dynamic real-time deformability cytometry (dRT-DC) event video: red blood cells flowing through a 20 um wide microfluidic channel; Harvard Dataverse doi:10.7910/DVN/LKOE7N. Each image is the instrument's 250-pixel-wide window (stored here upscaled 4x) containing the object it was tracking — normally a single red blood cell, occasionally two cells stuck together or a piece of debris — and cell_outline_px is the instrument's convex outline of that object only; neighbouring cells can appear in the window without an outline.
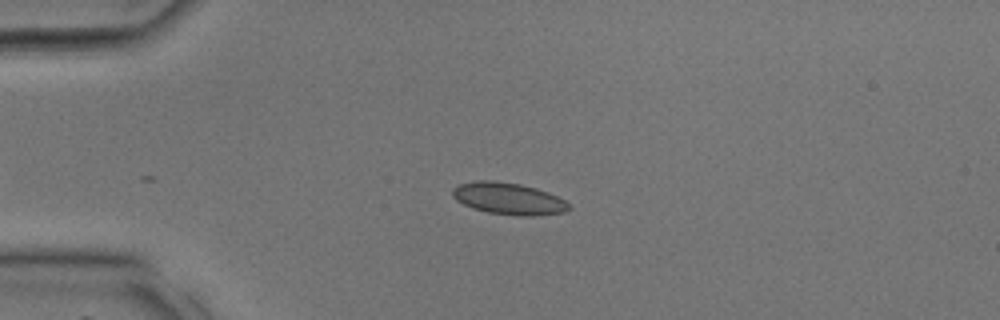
{"species": "common noctule bat (a hibernating species)", "species_latin": "Nyctalus noctula", "temperature_condition": "room temperature", "stored_images_in_passage": 30, "camera_frame_rate_fps": 3000, "um_per_image_px": 0.085, "animal": {"sex": "male", "body_mass_g": 17.9, "forearm_length_mm": 54.2}, "frame": {"image": 1, "passage_image": 5, "time_ms": 1.333, "image_size_px": [1000, 320], "cell_outline_px": [[572, 208], [564, 212], [536, 216], [520, 216], [488, 212], [472, 208], [456, 200], [452, 196], [452, 188], [460, 184], [476, 180], [492, 180], [520, 184], [536, 188], [548, 192], [564, 200]], "centroid_in_image_um": [43.21, 16.88], "position_along_channel_um": 41.8, "area_um2": 21.62}}
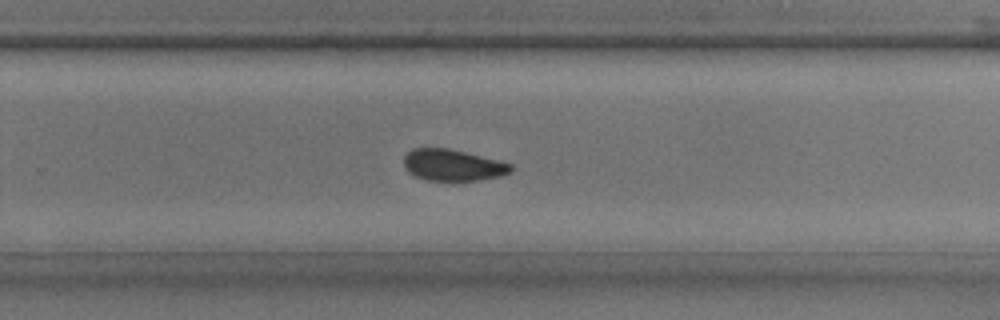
{"frame": {"image": 2, "passage_image": 20, "time_ms": 6.333, "image_size_px": [1000, 320], "cell_outline_px": [[512, 172], [504, 176], [476, 180], [424, 180], [408, 172], [404, 168], [404, 156], [412, 148], [448, 148], [500, 160], [512, 164]], "centroid_in_image_um": [38.5, 14.03], "position_along_channel_um": 291.3, "area_um2": 19.77}}
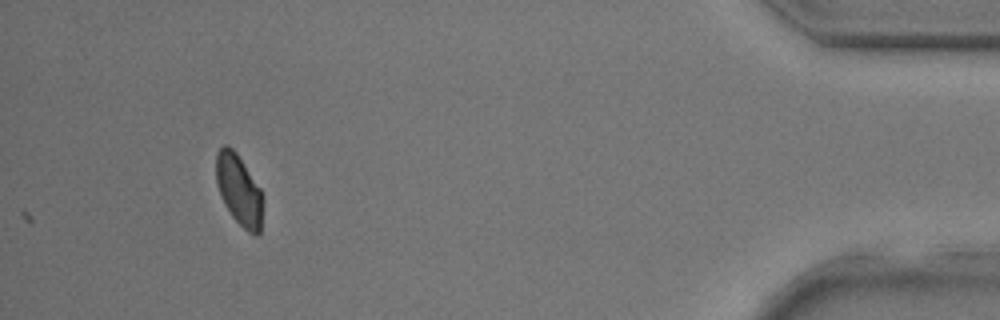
{"frame": {"image": 3, "passage_image": 30, "time_ms": 9.667, "image_size_px": [1000, 320], "cell_outline_px": [[264, 200], [260, 232], [256, 236], [248, 232], [232, 216], [224, 204], [220, 196], [216, 184], [216, 152], [224, 144], [228, 144], [236, 152], [260, 188], [264, 196]], "centroid_in_image_um": [20.32, 16.15], "position_along_channel_um": 414.9, "area_um2": 19.54}}